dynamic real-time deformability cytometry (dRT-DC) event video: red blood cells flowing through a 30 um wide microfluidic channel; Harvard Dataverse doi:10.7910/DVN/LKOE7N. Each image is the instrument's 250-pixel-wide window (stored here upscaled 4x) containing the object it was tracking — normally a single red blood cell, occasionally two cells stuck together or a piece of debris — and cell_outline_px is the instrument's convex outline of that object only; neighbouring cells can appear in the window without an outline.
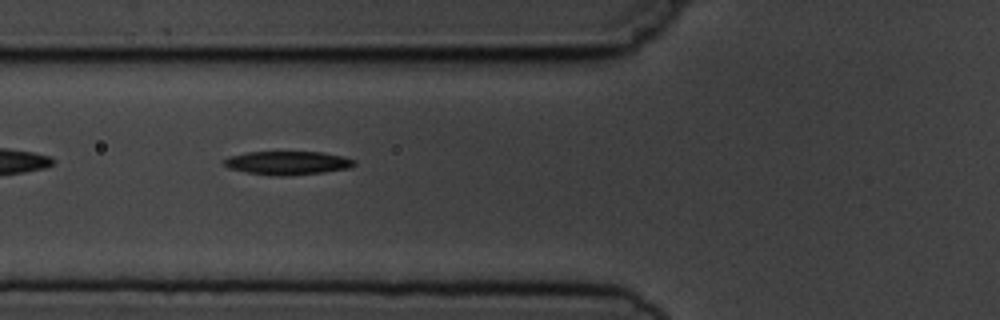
{"species": "common noctule bat (a hibernating species)", "species_latin": "Nyctalus noctula", "temperature_condition": "cold", "stored_images_in_passage": 7, "camera_frame_rate_fps": 3000, "um_per_image_px": 0.085, "animal": {"sex": "male", "body_mass_g": 19.5, "forearm_length_mm": 54.6}, "frame": {"image": 1, "passage_image": 4, "time_ms": 4.333, "image_size_px": [1000, 320], "cell_outline_px": [[356, 164], [352, 168], [324, 172], [288, 176], [280, 176], [248, 172], [228, 168], [224, 164], [224, 160], [228, 156], [244, 152], [324, 152], [344, 156], [356, 160]], "centroid_in_image_um": [24.5, 13.84], "position_along_channel_um": 101.3, "area_um2": 18.03}}
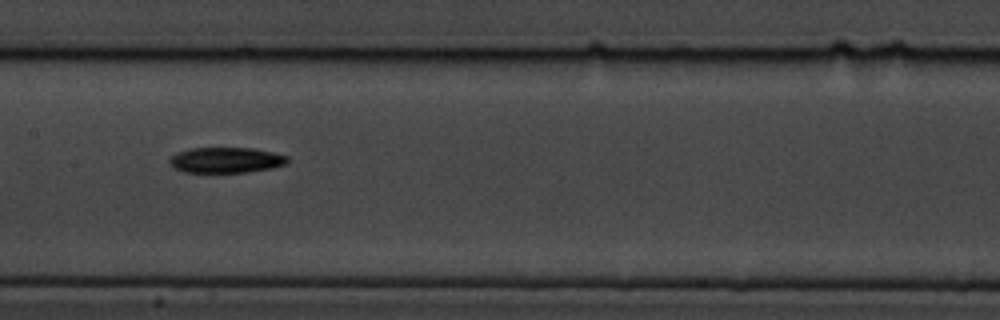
{"frame": {"image": 2, "passage_image": 6, "time_ms": 6.667, "image_size_px": [1000, 320], "cell_outline_px": [[288, 164], [272, 168], [244, 172], [184, 172], [168, 164], [168, 160], [172, 156], [180, 152], [192, 148], [256, 148], [288, 156]], "centroid_in_image_um": [19.24, 13.6], "position_along_channel_um": 188.2, "area_um2": 17.51}}
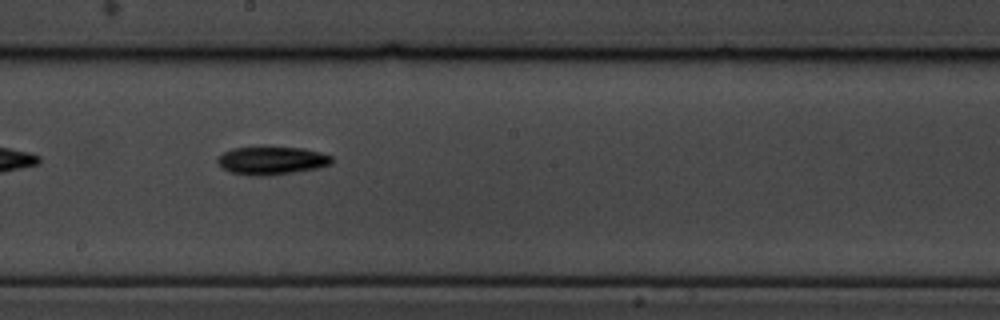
{"frame": {"image": 3, "passage_image": 7, "time_ms": 7.667, "image_size_px": [1000, 320], "cell_outline_px": [[332, 164], [316, 168], [292, 172], [232, 172], [224, 168], [216, 160], [224, 152], [232, 148], [260, 144], [264, 144], [304, 148], [320, 152], [332, 156]], "centroid_in_image_um": [23.14, 13.52], "position_along_channel_um": 225.1, "area_um2": 18.26}}